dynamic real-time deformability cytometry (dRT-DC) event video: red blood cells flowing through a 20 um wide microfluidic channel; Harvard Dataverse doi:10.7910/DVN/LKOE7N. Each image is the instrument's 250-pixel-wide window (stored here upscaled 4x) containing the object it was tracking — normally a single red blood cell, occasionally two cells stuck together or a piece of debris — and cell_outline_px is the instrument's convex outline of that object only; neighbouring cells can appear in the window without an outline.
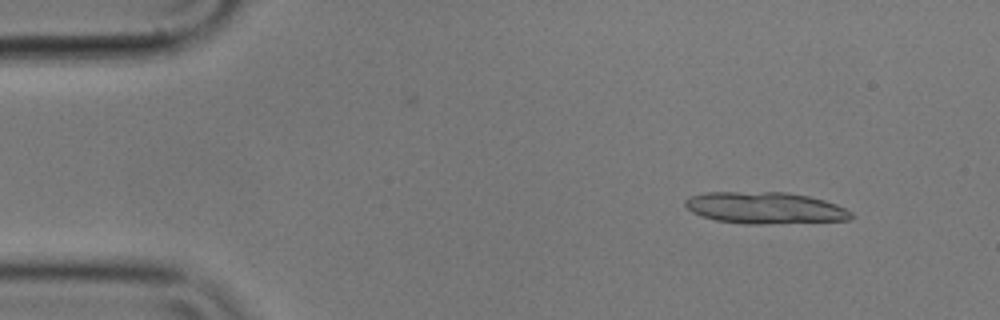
{"species": "common noctule bat (a hibernating species)", "species_latin": "Nyctalus noctula", "temperature_condition": "cold", "stored_images_in_passage": 52, "segment_of_instrument_passage": [1, 2], "camera_frame_rate_fps": 3000, "um_per_image_px": 0.085, "animal": {"sex": "male", "body_mass_g": 17.9}, "frame": {"image": 1, "passage_image": 2, "time_ms": 0.333, "image_size_px": [1000, 320], "cell_outline_px": [[852, 220], [764, 224], [744, 224], [716, 220], [692, 212], [684, 204], [684, 200], [692, 196], [708, 192], [788, 192], [808, 196], [824, 200], [836, 204], [852, 212]], "centroid_in_image_um": [65.05, 17.67], "position_along_channel_um": 19.9, "area_um2": 30.58}}